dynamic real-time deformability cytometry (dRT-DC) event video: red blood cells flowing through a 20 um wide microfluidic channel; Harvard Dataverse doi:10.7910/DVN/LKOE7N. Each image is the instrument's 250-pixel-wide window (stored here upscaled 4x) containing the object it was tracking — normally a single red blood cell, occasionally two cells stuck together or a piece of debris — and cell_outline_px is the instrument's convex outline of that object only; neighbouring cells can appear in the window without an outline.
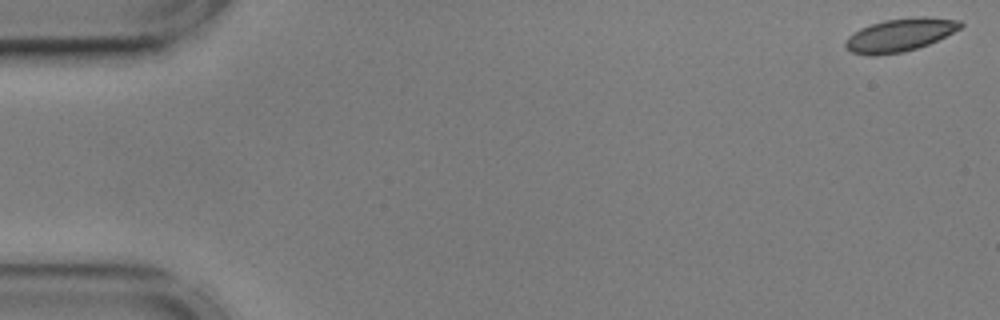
{"species": "common noctule bat (a hibernating species)", "species_latin": "Nyctalus noctula", "temperature_condition": "cold", "stored_images_in_passage": 13, "camera_frame_rate_fps": 3000, "um_per_image_px": 0.085, "animal": {"sex": "male", "body_mass_g": 17.9, "forearm_length_mm": 54.2}, "frame": {"image": 1, "passage_image": 1, "time_ms": 0.0, "image_size_px": [1000, 320], "cell_outline_px": [[964, 24], [960, 28], [928, 44], [904, 52], [876, 56], [868, 56], [852, 52], [844, 48], [844, 44], [848, 36], [860, 28], [884, 20], [920, 16], [924, 16], [960, 20]], "centroid_in_image_um": [76.45, 2.98], "position_along_channel_um": 8.6, "area_um2": 22.14}}